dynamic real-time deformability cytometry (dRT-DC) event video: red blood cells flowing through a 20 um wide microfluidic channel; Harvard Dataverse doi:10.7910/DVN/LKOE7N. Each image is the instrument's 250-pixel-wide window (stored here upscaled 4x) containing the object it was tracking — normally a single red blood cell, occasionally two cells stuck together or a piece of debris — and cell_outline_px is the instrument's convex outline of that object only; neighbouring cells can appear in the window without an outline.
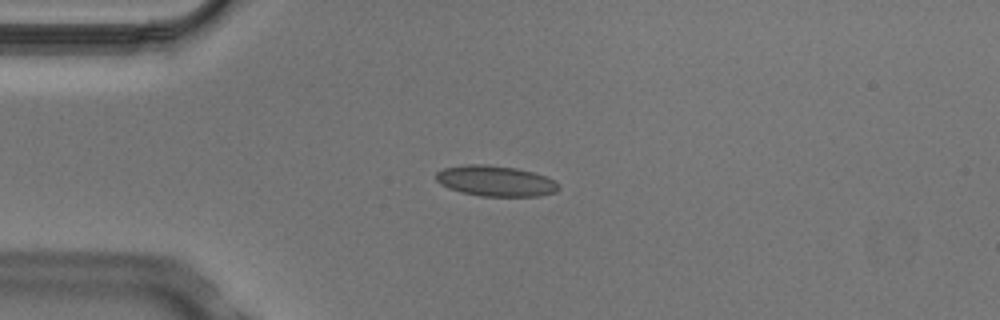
{"species": "Egyptian fruit bat (a non-hibernating species)", "species_latin": "Rousettus aegyptiacus", "temperature_condition": "cold", "stored_images_in_passage": 4, "camera_frame_rate_fps": 3000, "um_per_image_px": 0.085, "animal": {"sex": "male"}, "frame": {"image": 1, "passage_image": 2, "time_ms": 0.333, "image_size_px": [1000, 320], "cell_outline_px": [[560, 188], [556, 192], [536, 196], [480, 196], [460, 192], [448, 188], [440, 184], [436, 180], [436, 172], [444, 168], [468, 164], [484, 164], [516, 168], [548, 176], [560, 184]], "centroid_in_image_um": [42.13, 15.38], "position_along_channel_um": 42.9, "area_um2": 22.02}}